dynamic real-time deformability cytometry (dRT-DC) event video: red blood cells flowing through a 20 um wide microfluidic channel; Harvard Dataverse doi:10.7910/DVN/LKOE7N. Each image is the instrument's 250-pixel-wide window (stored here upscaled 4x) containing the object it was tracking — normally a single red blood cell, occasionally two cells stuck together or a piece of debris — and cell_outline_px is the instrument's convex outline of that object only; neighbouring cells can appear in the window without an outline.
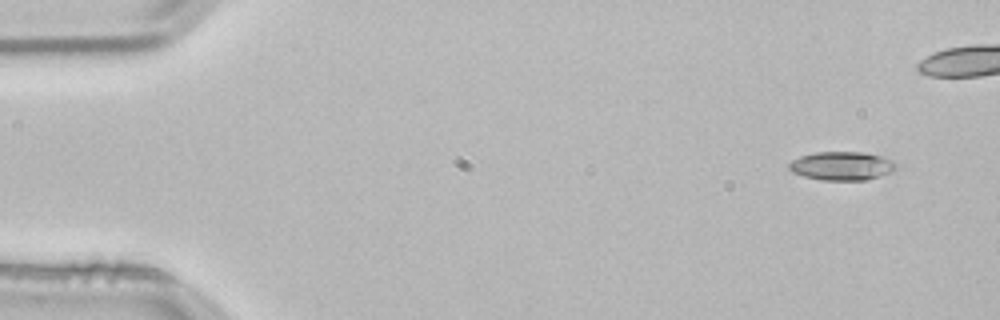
{"species": "common noctule bat (a hibernating species)", "species_latin": "Nyctalus noctula", "temperature_condition": "room temperature", "stored_images_in_passage": 4, "camera_frame_rate_fps": 3000, "um_per_image_px": 0.085, "animal": {"sex": "male", "body_mass_g": 21.5, "forearm_length_mm": 52.0}, "frame": {"image": 1, "passage_image": 1, "time_ms": 0.0, "image_size_px": [1000, 320], "cell_outline_px": [[896, 168], [892, 172], [880, 176], [864, 180], [820, 180], [804, 176], [792, 172], [788, 168], [788, 164], [792, 160], [800, 156], [816, 152], [864, 152], [880, 156], [892, 160], [896, 164]], "centroid_in_image_um": [71.54, 14.1], "position_along_channel_um": 13.5, "area_um2": 17.86}}